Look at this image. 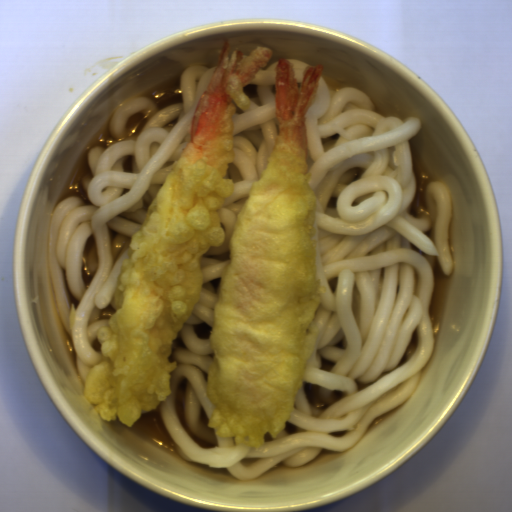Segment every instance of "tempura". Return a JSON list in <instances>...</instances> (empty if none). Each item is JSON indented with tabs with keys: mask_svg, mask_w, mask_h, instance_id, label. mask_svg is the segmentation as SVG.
<instances>
[{
	"mask_svg": "<svg viewBox=\"0 0 512 512\" xmlns=\"http://www.w3.org/2000/svg\"><path fill=\"white\" fill-rule=\"evenodd\" d=\"M323 70L307 67L299 89L292 61L275 66L278 143L237 214L215 292L206 424L254 449L286 429L320 338L313 320L327 289L317 272L306 114Z\"/></svg>",
	"mask_w": 512,
	"mask_h": 512,
	"instance_id": "obj_1",
	"label": "tempura"
},
{
	"mask_svg": "<svg viewBox=\"0 0 512 512\" xmlns=\"http://www.w3.org/2000/svg\"><path fill=\"white\" fill-rule=\"evenodd\" d=\"M225 39L211 79L191 119L189 142L151 201L145 221L129 240L122 259L114 302L119 307L98 327L100 362L90 368L83 398L100 421L127 427L172 395L169 361L172 343L201 298L204 279L199 263L226 233L220 211L235 189L224 178L235 160L233 116L247 111L251 83L273 56L257 45L243 58L228 56Z\"/></svg>",
	"mask_w": 512,
	"mask_h": 512,
	"instance_id": "obj_2",
	"label": "tempura"
}]
</instances>
